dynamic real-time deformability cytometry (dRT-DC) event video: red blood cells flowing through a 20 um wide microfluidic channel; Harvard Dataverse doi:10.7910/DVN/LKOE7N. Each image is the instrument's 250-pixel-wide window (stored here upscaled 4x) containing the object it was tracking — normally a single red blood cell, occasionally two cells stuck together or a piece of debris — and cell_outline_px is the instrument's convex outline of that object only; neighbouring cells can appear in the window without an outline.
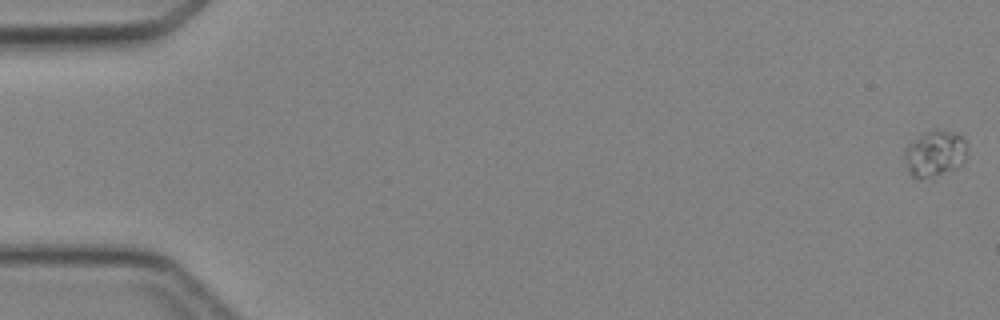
{"species": "Egyptian fruit bat (a non-hibernating species)", "species_latin": "Rousettus aegyptiacus", "temperature_condition": "cold", "stored_images_in_passage": 5, "camera_frame_rate_fps": 3000, "um_per_image_px": 0.085, "animal": {"sex": "female"}, "frame": {"image": 1, "passage_image": 1, "time_ms": 0.0, "image_size_px": [1000, 320], "cell_outline_px": [[968, 152], [960, 168], [932, 176], [912, 176], [904, 164], [904, 152], [908, 144], [924, 132], [956, 132], [964, 136], [968, 144]], "centroid_in_image_um": [79.52, 13.05], "position_along_channel_um": 5.5, "area_um2": 16.76}}
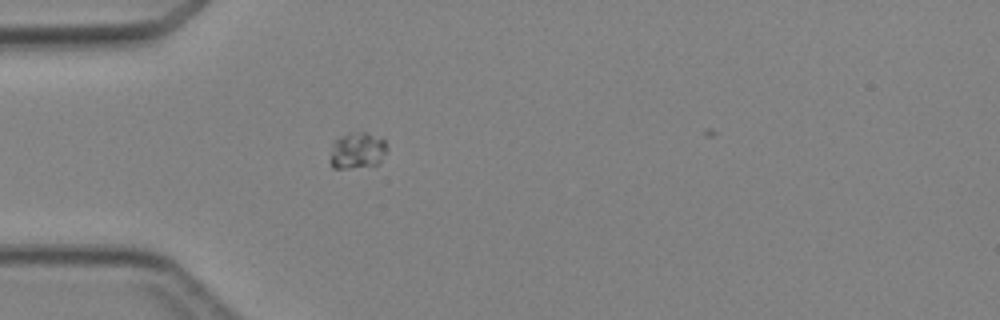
{"frame": {"image": 2, "passage_image": 5, "time_ms": 4.667, "image_size_px": [1000, 320], "cell_outline_px": [[388, 148], [380, 160], [376, 164], [348, 168], [332, 168], [328, 160], [332, 144], [340, 136], [348, 132], [364, 132], [384, 140], [388, 144]], "centroid_in_image_um": [30.32, 12.79], "position_along_channel_um": 54.7, "area_um2": 12.08}}